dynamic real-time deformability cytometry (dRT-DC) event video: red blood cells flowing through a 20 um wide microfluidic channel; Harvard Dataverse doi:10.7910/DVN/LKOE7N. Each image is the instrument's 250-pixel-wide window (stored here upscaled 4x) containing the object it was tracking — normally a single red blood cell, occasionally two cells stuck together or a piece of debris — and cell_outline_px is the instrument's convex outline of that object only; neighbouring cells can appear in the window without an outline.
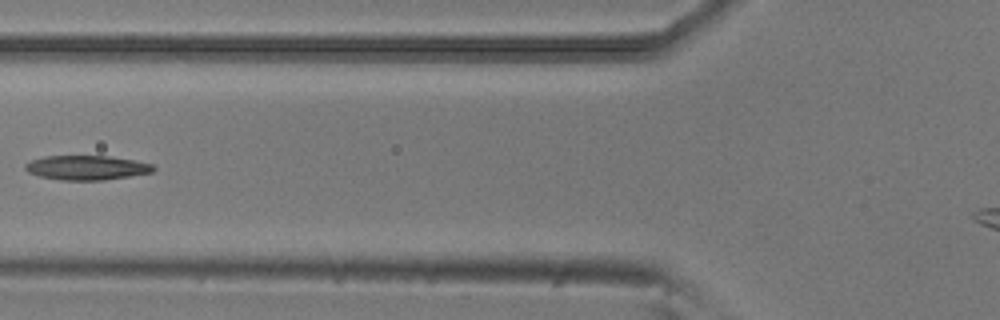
{"species": "common noctule bat (a hibernating species)", "species_latin": "Nyctalus noctula", "temperature_condition": "room temperature", "stored_images_in_passage": 6, "camera_frame_rate_fps": 3000, "um_per_image_px": 0.085, "animal": {"sex": "male", "body_mass_g": 20.5, "forearm_length_mm": 52.5}, "frame": {"image": 1, "passage_image": 4, "time_ms": 1.0, "image_size_px": [1000, 320], "cell_outline_px": [[156, 168], [152, 172], [104, 180], [60, 180], [40, 176], [28, 172], [24, 168], [24, 164], [32, 160], [44, 156], [108, 156], [132, 160], [152, 164]], "centroid_in_image_um": [7.33, 14.25], "position_along_channel_um": 118.5, "area_um2": 18.09}}
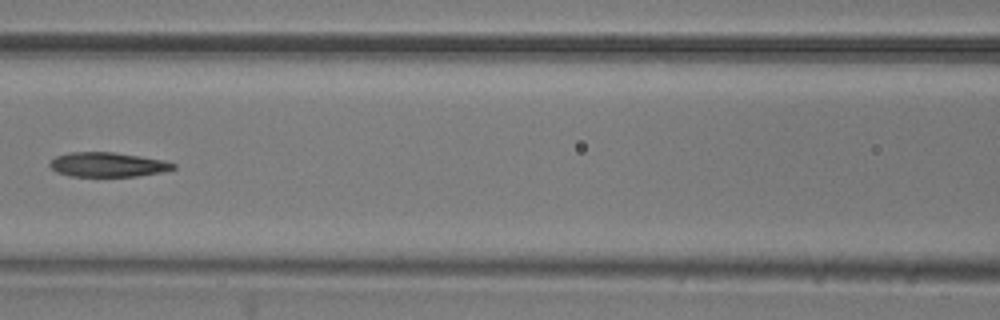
{"frame": {"image": 2, "passage_image": 5, "time_ms": 1.333, "image_size_px": [1000, 320], "cell_outline_px": [[176, 168], [160, 172], [136, 176], [68, 176], [56, 172], [48, 164], [56, 156], [68, 152], [112, 152], [140, 156], [164, 160], [176, 164]], "centroid_in_image_um": [9.13, 13.99], "position_along_channel_um": 157.5, "area_um2": 17.57}}
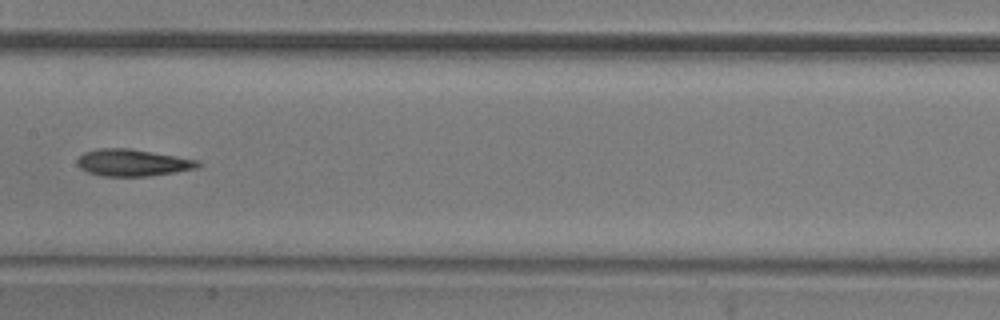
{"frame": {"image": 3, "passage_image": 6, "time_ms": 1.667, "image_size_px": [1000, 320], "cell_outline_px": [[204, 164], [196, 168], [176, 172], [148, 176], [104, 176], [88, 172], [80, 168], [76, 164], [76, 160], [84, 152], [96, 148], [132, 148], [200, 160]], "centroid_in_image_um": [11.3, 13.81], "position_along_channel_um": 196.1, "area_um2": 19.19}}